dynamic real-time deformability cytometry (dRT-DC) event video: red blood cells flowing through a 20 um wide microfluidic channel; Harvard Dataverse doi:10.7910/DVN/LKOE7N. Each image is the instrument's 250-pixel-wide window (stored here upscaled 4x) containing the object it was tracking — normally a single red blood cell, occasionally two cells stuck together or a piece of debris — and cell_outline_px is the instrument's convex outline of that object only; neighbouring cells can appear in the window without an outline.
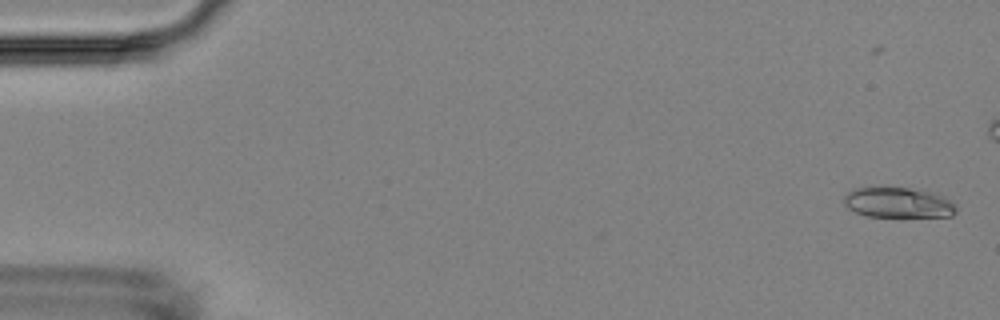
{"species": "Egyptian fruit bat (a non-hibernating species)", "species_latin": "Rousettus aegyptiacus", "temperature_condition": "room temperature", "stored_images_in_passage": 7, "camera_frame_rate_fps": 3000, "um_per_image_px": 0.085, "animal": {"sex": "female"}, "frame": {"image": 1, "passage_image": 1, "time_ms": 0.0, "image_size_px": [1000, 320], "cell_outline_px": [[956, 212], [952, 216], [868, 216], [856, 212], [848, 208], [844, 204], [844, 196], [848, 192], [856, 188], [908, 188], [928, 192], [944, 196], [956, 204]], "centroid_in_image_um": [76.36, 17.23], "position_along_channel_um": 8.6, "area_um2": 19.48}}